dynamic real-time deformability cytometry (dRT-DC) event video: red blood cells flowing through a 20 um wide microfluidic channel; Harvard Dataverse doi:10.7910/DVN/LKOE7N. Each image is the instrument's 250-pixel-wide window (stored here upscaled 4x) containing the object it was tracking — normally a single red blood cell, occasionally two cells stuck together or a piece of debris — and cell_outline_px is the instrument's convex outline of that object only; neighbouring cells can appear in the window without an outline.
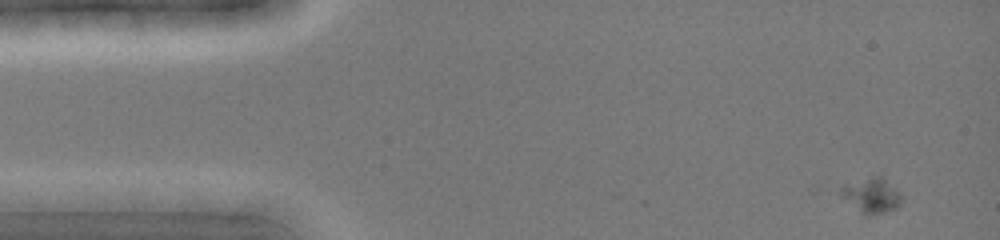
{"species": "common noctule bat (a hibernating species)", "species_latin": "Nyctalus noctula", "temperature_condition": "cold", "stored_images_in_passage": 42, "camera_frame_rate_fps": 3000, "um_per_image_px": 0.085, "animal": {"sex": "female", "body_mass_g": 19.0, "forearm_length_mm": 51.5}, "frame": {"image": 1, "passage_image": 1, "time_ms": 0.0, "image_size_px": [1000, 240], "cell_outline_px": [[904, 196], [900, 204], [896, 208], [884, 212], [864, 216], [840, 196], [840, 188], [844, 184], [872, 176], [880, 176], [896, 188]], "centroid_in_image_um": [74.08, 16.61], "position_along_channel_um": 10.9, "area_um2": 12.48}}
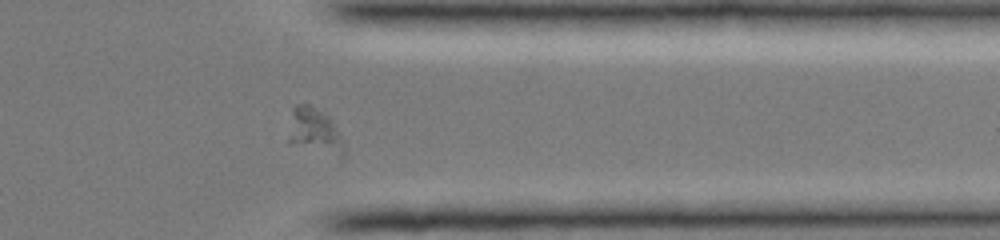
{"frame": {"image": 2, "passage_image": 33, "time_ms": 11.0, "image_size_px": [1000, 240], "cell_outline_px": [[344, 156], [340, 160], [288, 144], [288, 140], [292, 108], [296, 104], [308, 104], [328, 116], [332, 120], [344, 140]], "centroid_in_image_um": [26.78, 11.23], "position_along_channel_um": 384.6, "area_um2": 15.43}}
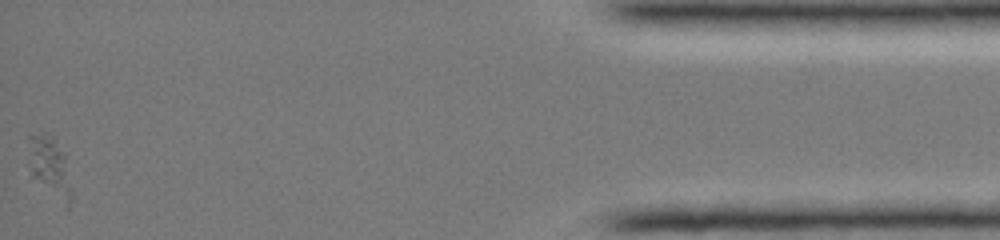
{"frame": {"image": 3, "passage_image": 42, "time_ms": 14.0, "image_size_px": [1000, 240], "cell_outline_px": [[72, 200], [68, 208], [32, 176], [28, 164], [28, 136], [44, 132], [56, 136], [64, 152], [72, 192]], "centroid_in_image_um": [4.24, 14.09], "position_along_channel_um": 431.0, "area_um2": 15.37}}